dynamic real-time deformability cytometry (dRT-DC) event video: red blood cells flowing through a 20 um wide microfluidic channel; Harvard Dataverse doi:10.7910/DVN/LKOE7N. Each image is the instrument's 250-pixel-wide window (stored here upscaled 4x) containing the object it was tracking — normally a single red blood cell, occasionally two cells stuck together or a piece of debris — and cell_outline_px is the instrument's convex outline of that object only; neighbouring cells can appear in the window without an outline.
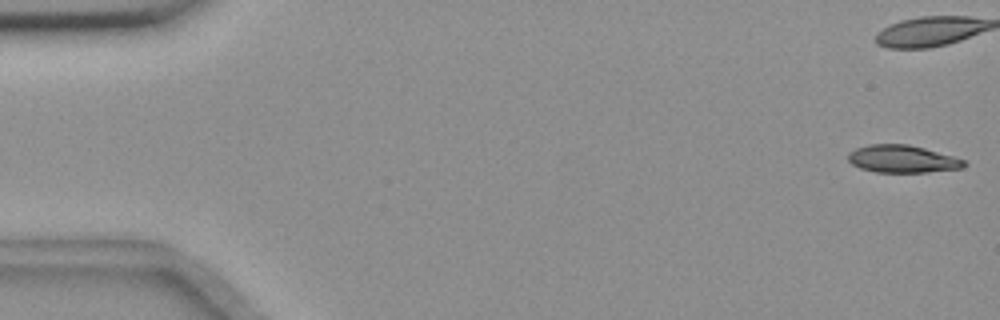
{"species": "common noctule bat (a hibernating species)", "species_latin": "Nyctalus noctula", "temperature_condition": "room temperature", "stored_images_in_passage": 15, "camera_frame_rate_fps": 3000, "um_per_image_px": 0.085, "animal": {"sex": "female", "body_mass_g": 18.4}, "frame": {"image": 1, "passage_image": 1, "time_ms": 0.0, "image_size_px": [1000, 320], "cell_outline_px": [[968, 164], [964, 168], [924, 172], [876, 172], [860, 168], [852, 164], [848, 160], [848, 152], [856, 148], [868, 144], [908, 144], [924, 148], [952, 156], [964, 160]], "centroid_in_image_um": [76.69, 13.51], "position_along_channel_um": 8.3, "area_um2": 18.55}, "authors_computed_cell_mechanics": {"area_um2": 20.4034, "velocity_mm_per_s": 3.6479, "shape_relaxation_time_tau1_ms": 4.1074, "shape_relaxation_time_tau2_ms": null, "deformation_change_tau1": 0.1086, "deformation_change_tau2": null}}